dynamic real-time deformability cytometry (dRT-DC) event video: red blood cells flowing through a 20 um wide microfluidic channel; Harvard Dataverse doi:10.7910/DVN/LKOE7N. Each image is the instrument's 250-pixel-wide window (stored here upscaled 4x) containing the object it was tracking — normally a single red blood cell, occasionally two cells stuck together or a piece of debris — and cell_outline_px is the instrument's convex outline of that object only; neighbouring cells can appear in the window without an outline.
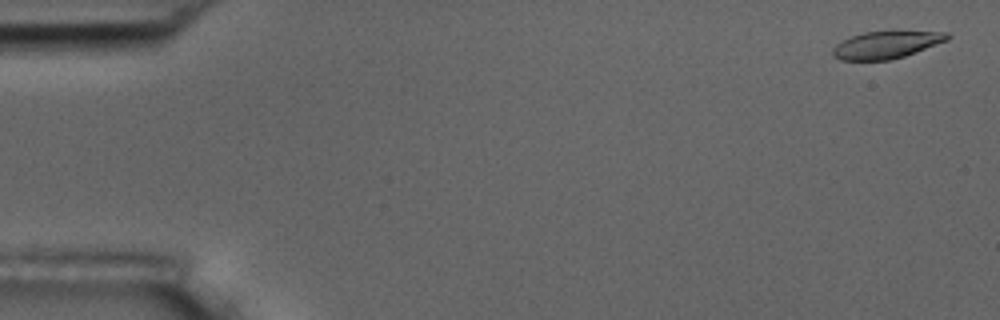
{"species": "common noctule bat (a hibernating species)", "species_latin": "Nyctalus noctula", "temperature_condition": "room temperature", "stored_images_in_passage": 56, "camera_frame_rate_fps": 3000, "um_per_image_px": 0.085, "animal": {"sex": "male", "body_mass_g": 17.5, "forearm_length_mm": 52.3}, "frame": {"image": 1, "passage_image": 2, "time_ms": 0.333, "image_size_px": [1000, 320], "cell_outline_px": [[952, 36], [948, 40], [916, 52], [904, 56], [888, 60], [840, 60], [832, 56], [832, 48], [836, 44], [852, 36], [864, 32], [948, 32]], "centroid_in_image_um": [75.32, 3.82], "position_along_channel_um": 9.7, "area_um2": 17.98}}
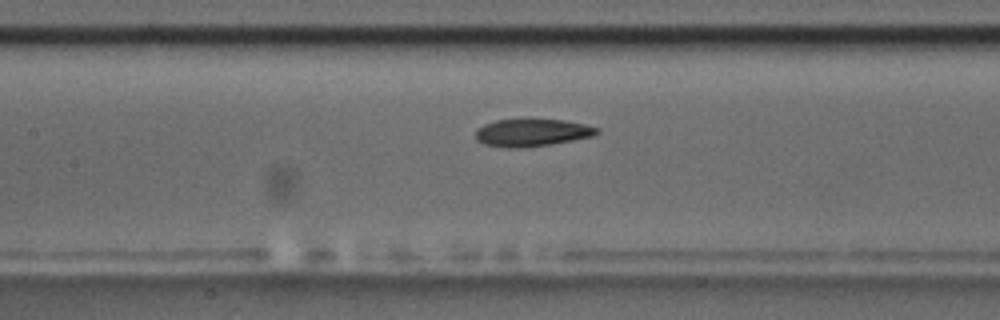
{"frame": {"image": 2, "passage_image": 26, "time_ms": 8.333, "image_size_px": [1000, 320], "cell_outline_px": [[600, 132], [592, 136], [552, 144], [524, 148], [504, 148], [484, 144], [476, 140], [476, 128], [484, 124], [496, 120], [564, 120], [584, 124], [600, 128]], "centroid_in_image_um": [45.2, 11.29], "position_along_channel_um": 162.2, "area_um2": 19.42}}
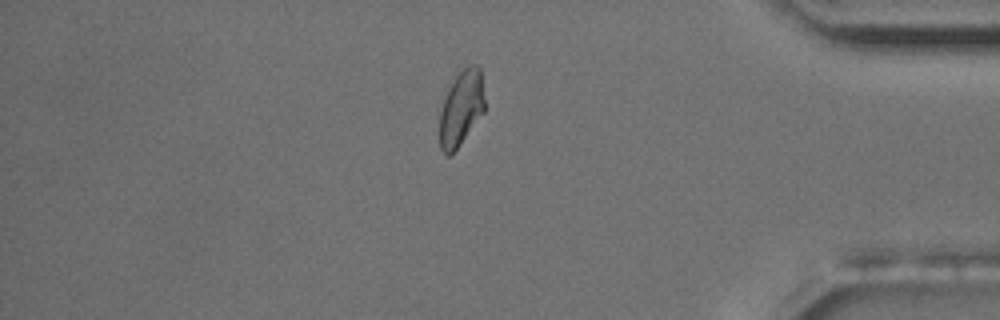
{"frame": {"image": 3, "passage_image": 48, "time_ms": 15.667, "image_size_px": [1000, 320], "cell_outline_px": [[484, 112], [456, 148], [448, 156], [444, 156], [440, 148], [440, 112], [444, 96], [456, 68], [472, 64], [476, 64], [480, 68], [484, 100]], "centroid_in_image_um": [39.17, 9.09], "position_along_channel_um": 396.0, "area_um2": 20.06}, "authors_computed_cell_mechanics": {"area_um2": 19.941, "velocity_mm_per_s": 3.6033, "shape_relaxation_time_tau1_ms": 5.2384, "shape_relaxation_time_tau2_ms": 1.8938, "deformation_change_tau1": 0.1645, "deformation_change_tau2": 0.0785}}